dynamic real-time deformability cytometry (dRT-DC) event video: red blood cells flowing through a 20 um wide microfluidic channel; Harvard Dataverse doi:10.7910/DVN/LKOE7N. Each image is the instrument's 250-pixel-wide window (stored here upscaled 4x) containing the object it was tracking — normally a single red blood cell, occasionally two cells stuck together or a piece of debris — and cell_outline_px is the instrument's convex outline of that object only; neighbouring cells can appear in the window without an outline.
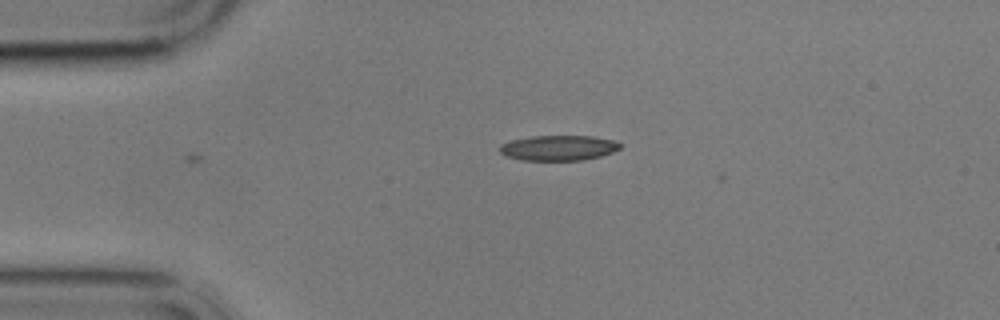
{"species": "common noctule bat (a hibernating species)", "species_latin": "Nyctalus noctula", "temperature_condition": "cold", "stored_images_in_passage": 2, "camera_frame_rate_fps": 3000, "um_per_image_px": 0.085, "animal": {"sex": "male", "body_mass_g": 17.9}, "frame": {"image": 1, "passage_image": 1, "time_ms": 0.0, "image_size_px": [1000, 320], "cell_outline_px": [[620, 148], [612, 152], [600, 156], [584, 160], [520, 160], [508, 156], [500, 152], [500, 144], [512, 140], [532, 136], [592, 136], [616, 140], [620, 144]], "centroid_in_image_um": [47.49, 12.57], "position_along_channel_um": 37.5, "area_um2": 17.63}}